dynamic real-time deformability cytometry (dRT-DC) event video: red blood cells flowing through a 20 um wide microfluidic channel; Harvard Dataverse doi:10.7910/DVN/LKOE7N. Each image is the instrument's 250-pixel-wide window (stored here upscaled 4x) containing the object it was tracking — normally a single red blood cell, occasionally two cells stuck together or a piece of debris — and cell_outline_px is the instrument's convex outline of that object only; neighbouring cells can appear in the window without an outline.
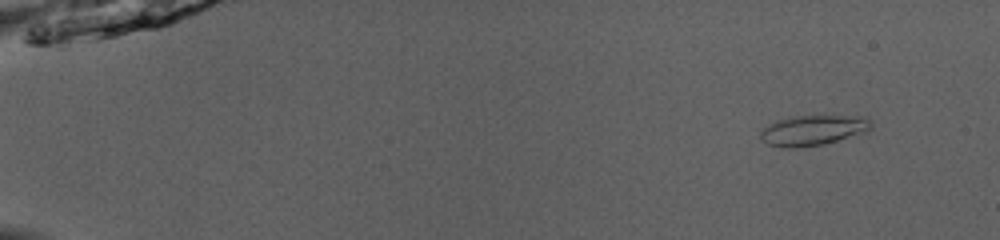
{"species": "common noctule bat (a hibernating species)", "species_latin": "Nyctalus noctula", "temperature_condition": "room temperature", "stored_images_in_passage": 48, "camera_frame_rate_fps": 3000, "um_per_image_px": 0.085, "animal": {"sex": "male", "body_mass_g": 13.0, "forearm_length_mm": 53.1}, "frame": {"image": 1, "passage_image": 2, "time_ms": 0.333, "image_size_px": [1000, 240], "cell_outline_px": [[872, 128], [868, 132], [824, 144], [796, 148], [788, 148], [768, 144], [760, 140], [760, 132], [764, 128], [780, 120], [796, 116], [868, 116], [872, 120]], "centroid_in_image_um": [69.19, 11.08], "position_along_channel_um": 15.8, "area_um2": 19.54}}
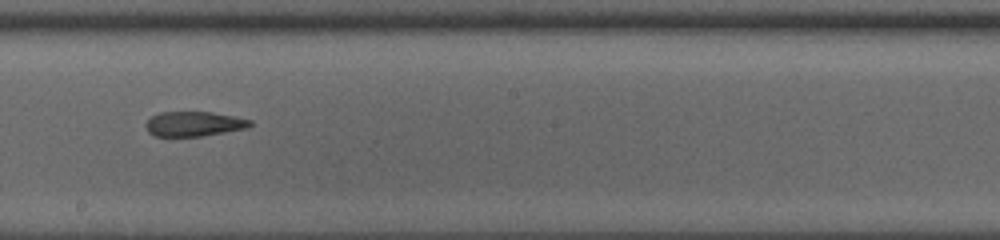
{"frame": {"image": 2, "passage_image": 28, "time_ms": 9.0, "image_size_px": [1000, 240], "cell_outline_px": [[252, 124], [248, 128], [200, 136], [156, 136], [148, 132], [144, 124], [152, 116], [160, 112], [212, 112], [252, 120]], "centroid_in_image_um": [16.47, 10.53], "position_along_channel_um": 231.7, "area_um2": 14.97}}
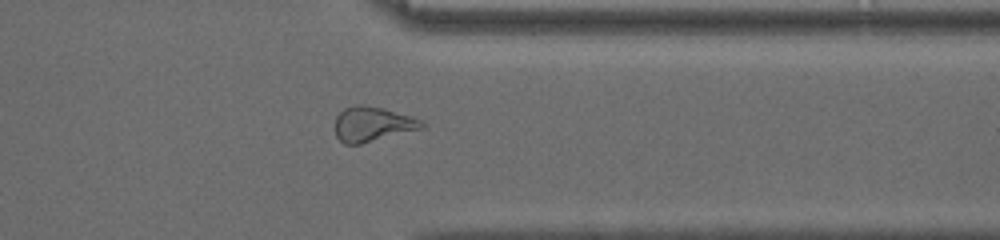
{"frame": {"image": 3, "passage_image": 39, "time_ms": 12.667, "image_size_px": [1000, 240], "cell_outline_px": [[424, 128], [360, 144], [344, 144], [336, 136], [336, 116], [344, 108], [356, 104], [364, 104], [380, 108], [408, 116], [420, 120], [424, 124]], "centroid_in_image_um": [31.62, 10.56], "position_along_channel_um": 379.8, "area_um2": 17.28}, "authors_computed_cell_mechanics": {"area_um2": 17.6001, "velocity_mm_per_s": 4.0606, "shape_relaxation_time_tau1_ms": null, "shape_relaxation_time_tau2_ms": 2.6478, "deformation_change_tau1": null, "deformation_change_tau2": 0.0946}}